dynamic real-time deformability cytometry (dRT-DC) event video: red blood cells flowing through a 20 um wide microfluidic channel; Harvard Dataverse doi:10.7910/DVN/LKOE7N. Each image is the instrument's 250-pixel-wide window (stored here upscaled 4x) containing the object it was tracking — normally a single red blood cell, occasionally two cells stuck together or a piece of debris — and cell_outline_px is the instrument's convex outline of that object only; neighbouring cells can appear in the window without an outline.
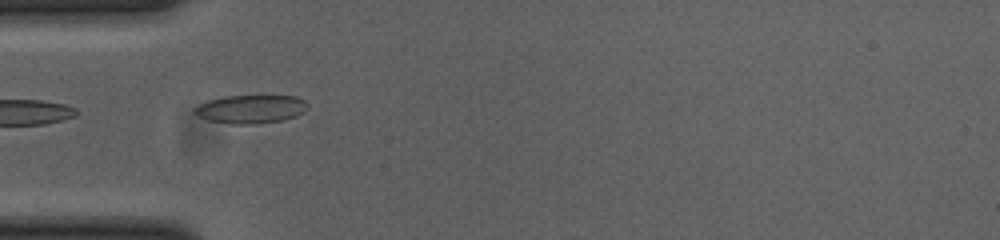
{"species": "common noctule bat (a hibernating species)", "species_latin": "Nyctalus noctula", "temperature_condition": "cold", "stored_images_in_passage": 37, "camera_frame_rate_fps": 3000, "um_per_image_px": 0.085, "animal": {"sex": "female", "body_mass_g": 23.0, "forearm_length_mm": 53.4}, "frame": {"image": 1, "passage_image": 1, "time_ms": 0.0, "image_size_px": [1000, 240], "cell_outline_px": [[308, 104], [304, 112], [296, 116], [284, 120], [252, 124], [236, 124], [208, 120], [192, 112], [192, 108], [208, 100], [224, 96], [296, 96], [304, 100]], "centroid_in_image_um": [21.31, 9.27], "position_along_channel_um": 63.7, "area_um2": 18.67}}
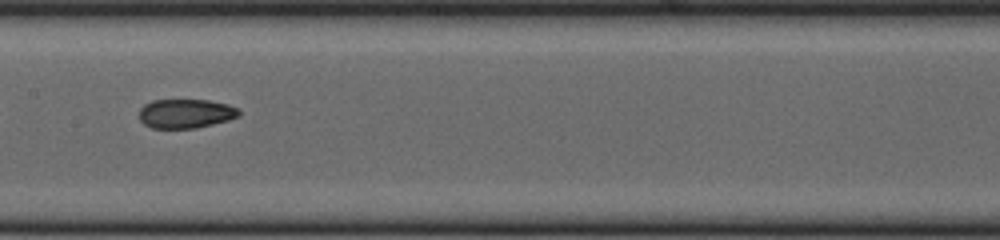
{"frame": {"image": 2, "passage_image": 11, "time_ms": 3.333, "image_size_px": [1000, 240], "cell_outline_px": [[240, 116], [228, 120], [196, 128], [152, 128], [144, 124], [140, 120], [140, 108], [144, 104], [152, 100], [208, 100], [228, 104], [240, 108]], "centroid_in_image_um": [15.8, 9.65], "position_along_channel_um": 191.6, "area_um2": 17.05}, "authors_computed_cell_mechanics": {"area_um2": 17.7446, "velocity_mm_per_s": 3.8503, "shape_relaxation_time_tau1_ms": null, "shape_relaxation_time_tau2_ms": 2.818, "deformation_change_tau1": null, "deformation_change_tau2": 0.075}}